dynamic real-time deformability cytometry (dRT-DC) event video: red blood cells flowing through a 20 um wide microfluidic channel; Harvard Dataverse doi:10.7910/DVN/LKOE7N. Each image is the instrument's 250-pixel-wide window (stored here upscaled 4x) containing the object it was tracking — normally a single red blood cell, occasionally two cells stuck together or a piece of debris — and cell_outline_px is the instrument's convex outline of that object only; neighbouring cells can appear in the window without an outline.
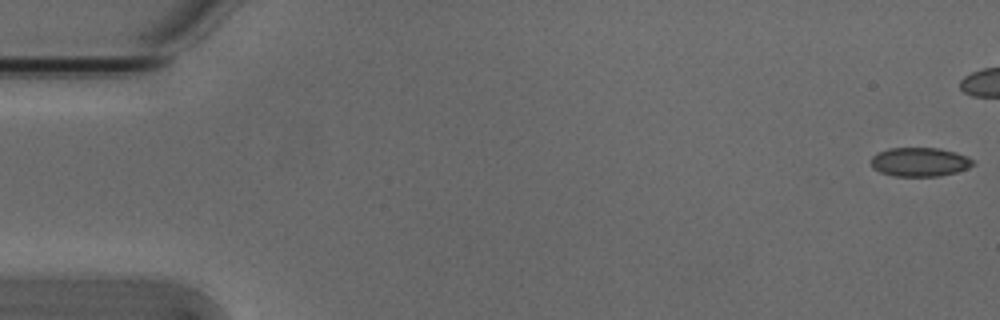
{"species": "Egyptian fruit bat (a non-hibernating species)", "species_latin": "Rousettus aegyptiacus", "temperature_condition": "cold", "stored_images_in_passage": 43, "camera_frame_rate_fps": 3000, "um_per_image_px": 0.085, "animal": {"sex": "male"}, "frame": {"image": 1, "passage_image": 1, "time_ms": 0.0, "image_size_px": [1000, 320], "cell_outline_px": [[976, 164], [968, 168], [956, 172], [940, 176], [892, 176], [880, 172], [872, 168], [872, 156], [876, 152], [888, 148], [940, 148], [956, 152], [968, 156]], "centroid_in_image_um": [78.18, 13.76], "position_along_channel_um": 6.8, "area_um2": 17.4}}
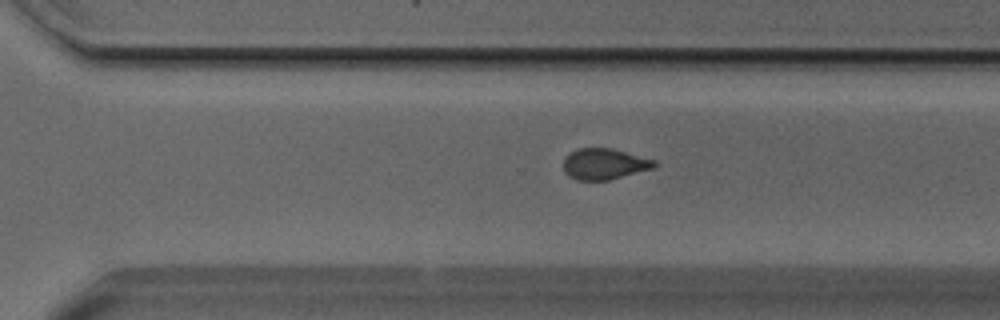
{"frame": {"image": 2, "passage_image": 37, "time_ms": 12.0, "image_size_px": [1000, 320], "cell_outline_px": [[656, 164], [652, 168], [608, 180], [576, 180], [568, 176], [564, 172], [564, 160], [576, 148], [612, 148], [656, 160]], "centroid_in_image_um": [51.35, 13.93], "position_along_channel_um": 319.3, "area_um2": 16.24}}
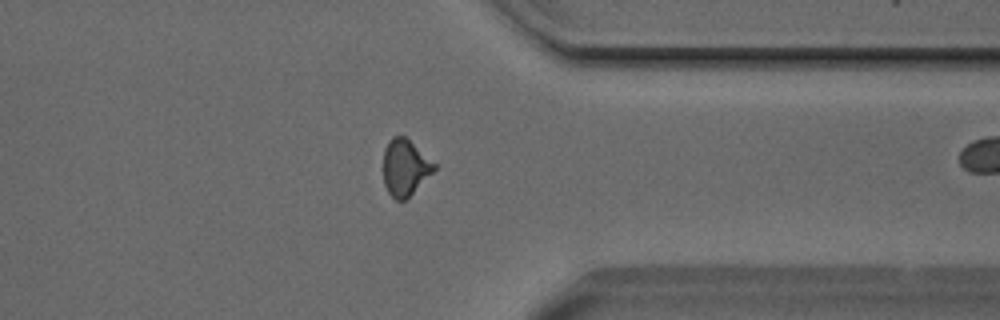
{"frame": {"image": 3, "passage_image": 42, "time_ms": 13.667, "image_size_px": [1000, 320], "cell_outline_px": [[436, 168], [404, 200], [396, 200], [388, 192], [384, 184], [384, 148], [388, 140], [392, 136], [404, 136], [436, 164]], "centroid_in_image_um": [34.4, 14.21], "position_along_channel_um": 377.0, "area_um2": 16.24}}